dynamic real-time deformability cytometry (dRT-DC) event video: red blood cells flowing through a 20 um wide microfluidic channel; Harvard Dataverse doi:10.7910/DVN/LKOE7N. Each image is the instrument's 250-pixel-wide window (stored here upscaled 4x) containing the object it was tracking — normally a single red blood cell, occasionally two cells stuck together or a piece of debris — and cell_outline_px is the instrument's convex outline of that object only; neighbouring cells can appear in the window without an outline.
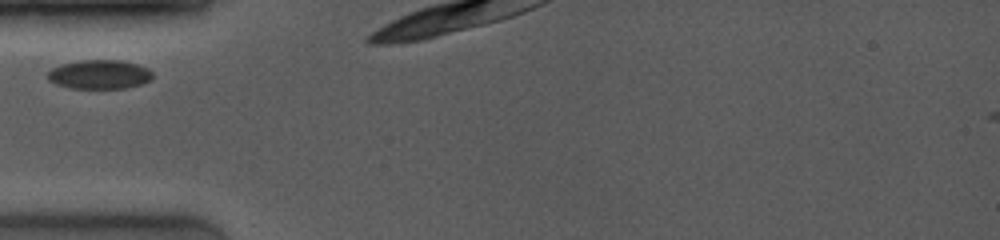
{"species": "common noctule bat (a hibernating species)", "species_latin": "Nyctalus noctula", "temperature_condition": "room temperature", "stored_images_in_passage": 5, "camera_frame_rate_fps": 4000, "um_per_image_px": 0.085, "animal": {"sex": "female", "body_mass_g": 19.0, "forearm_length_mm": 53.3}, "frame": {"image": 1, "passage_image": 1, "time_ms": 0.0, "image_size_px": [1000, 240], "cell_outline_px": [[152, 80], [140, 84], [124, 88], [72, 88], [56, 84], [48, 80], [48, 72], [52, 68], [60, 64], [80, 60], [120, 60], [136, 64], [148, 68], [152, 72]], "centroid_in_image_um": [8.45, 6.32], "position_along_channel_um": 76.6, "area_um2": 17.74}}